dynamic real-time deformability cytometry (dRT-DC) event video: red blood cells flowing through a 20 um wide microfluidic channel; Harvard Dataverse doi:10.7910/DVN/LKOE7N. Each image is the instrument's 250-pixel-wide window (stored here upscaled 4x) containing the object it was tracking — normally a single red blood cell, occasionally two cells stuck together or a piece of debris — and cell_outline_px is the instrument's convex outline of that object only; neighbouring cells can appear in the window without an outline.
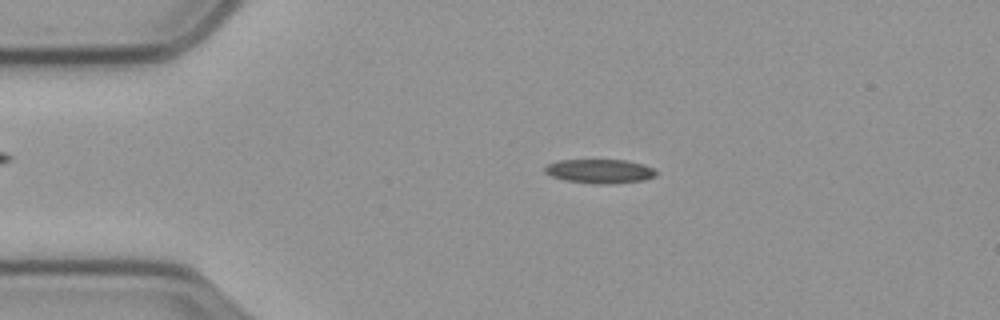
{"species": "common noctule bat (a hibernating species)", "species_latin": "Nyctalus noctula", "temperature_condition": "cold", "stored_images_in_passage": 57, "camera_frame_rate_fps": 3000, "um_per_image_px": 0.085, "animal": {"sex": "male", "body_mass_g": 23.1, "forearm_length_mm": 52.7}, "frame": {"image": 1, "passage_image": 11, "time_ms": 3.333, "image_size_px": [1000, 320], "cell_outline_px": [[656, 176], [644, 180], [612, 184], [592, 184], [564, 180], [552, 176], [544, 172], [544, 168], [548, 164], [556, 160], [624, 160], [644, 164], [652, 168], [656, 172]], "centroid_in_image_um": [50.96, 14.56], "position_along_channel_um": 34.0, "area_um2": 15.72}}
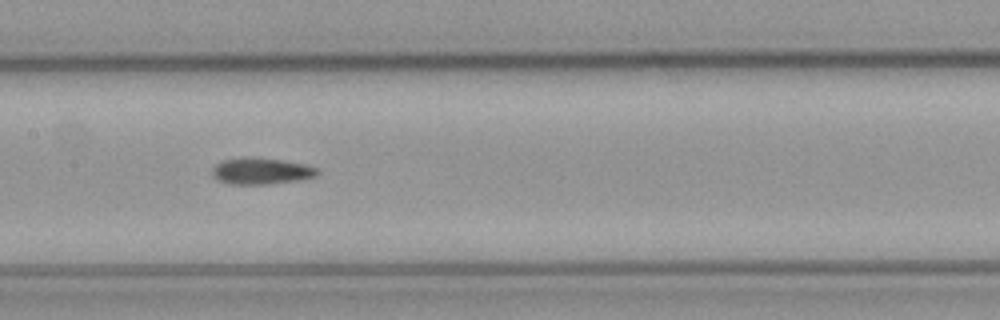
{"frame": {"image": 2, "passage_image": 27, "time_ms": 8.667, "image_size_px": [1000, 320], "cell_outline_px": [[320, 172], [316, 176], [296, 180], [268, 184], [228, 184], [220, 180], [212, 172], [212, 168], [216, 164], [224, 160], [280, 160], [304, 164], [316, 168]], "centroid_in_image_um": [22.25, 14.59], "position_along_channel_um": 185.2, "area_um2": 15.14}}
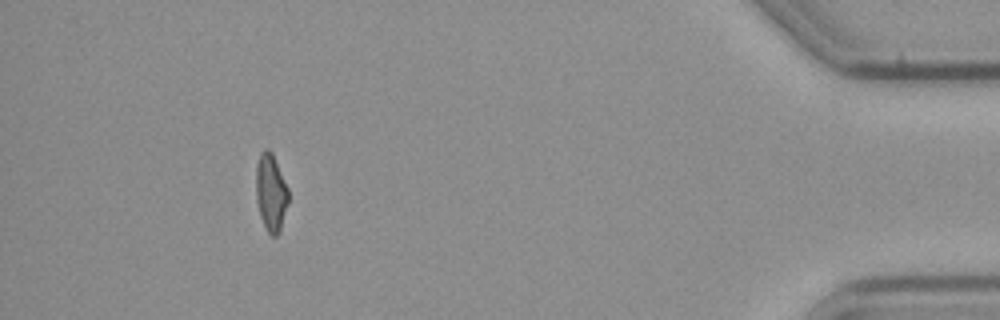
{"frame": {"image": 3, "passage_image": 52, "time_ms": 17.0, "image_size_px": [1000, 320], "cell_outline_px": [[288, 204], [280, 228], [276, 236], [272, 236], [268, 232], [260, 216], [256, 200], [256, 168], [260, 152], [264, 148], [268, 148], [272, 152], [288, 188]], "centroid_in_image_um": [23.01, 16.32], "position_along_channel_um": 412.2, "area_um2": 14.51}, "authors_computed_cell_mechanics": {"area_um2": 15.4326, "velocity_mm_per_s": 3.5323, "shape_relaxation_time_tau1_ms": null, "shape_relaxation_time_tau2_ms": 4.8052, "deformation_change_tau1": null, "deformation_change_tau2": 0.1215}}